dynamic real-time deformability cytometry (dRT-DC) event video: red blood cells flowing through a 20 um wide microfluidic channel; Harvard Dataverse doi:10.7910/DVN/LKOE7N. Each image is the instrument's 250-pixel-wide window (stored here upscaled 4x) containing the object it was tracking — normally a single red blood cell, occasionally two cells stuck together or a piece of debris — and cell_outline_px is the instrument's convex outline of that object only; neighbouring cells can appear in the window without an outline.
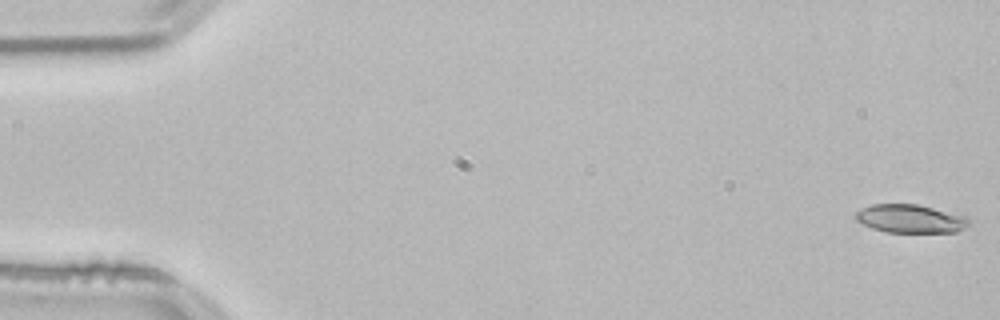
{"species": "common noctule bat (a hibernating species)", "species_latin": "Nyctalus noctula", "temperature_condition": "room temperature", "stored_images_in_passage": 14, "camera_frame_rate_fps": 3000, "um_per_image_px": 0.085, "animal": {"sex": "male", "body_mass_g": 21.5, "forearm_length_mm": 52.0}, "frame": {"image": 1, "passage_image": 1, "time_ms": 0.0, "image_size_px": [1000, 320], "cell_outline_px": [[972, 224], [956, 232], [884, 232], [872, 228], [856, 220], [856, 212], [872, 204], [916, 204], [964, 216], [972, 220]], "centroid_in_image_um": [77.41, 18.6], "position_along_channel_um": 7.6, "area_um2": 18.55}}
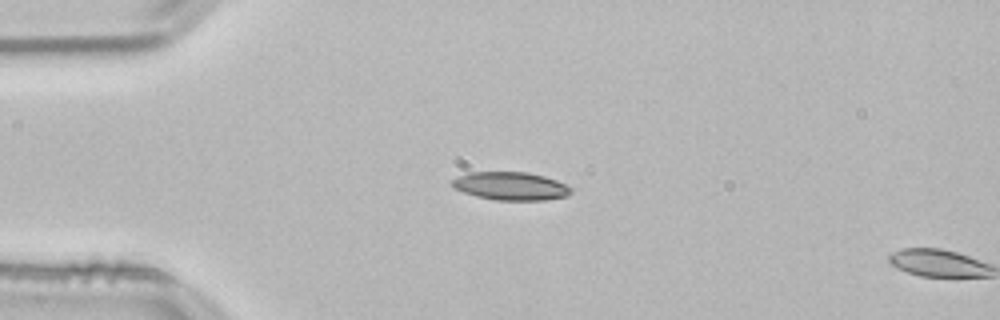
{"frame": {"image": 2, "passage_image": 13, "time_ms": 4.0, "image_size_px": [1000, 320], "cell_outline_px": [[572, 192], [568, 196], [544, 200], [496, 200], [476, 196], [464, 192], [456, 188], [452, 184], [452, 180], [456, 176], [468, 172], [528, 172], [544, 176], [556, 180], [572, 188]], "centroid_in_image_um": [43.42, 15.81], "position_along_channel_um": 41.6, "area_um2": 19.48}}